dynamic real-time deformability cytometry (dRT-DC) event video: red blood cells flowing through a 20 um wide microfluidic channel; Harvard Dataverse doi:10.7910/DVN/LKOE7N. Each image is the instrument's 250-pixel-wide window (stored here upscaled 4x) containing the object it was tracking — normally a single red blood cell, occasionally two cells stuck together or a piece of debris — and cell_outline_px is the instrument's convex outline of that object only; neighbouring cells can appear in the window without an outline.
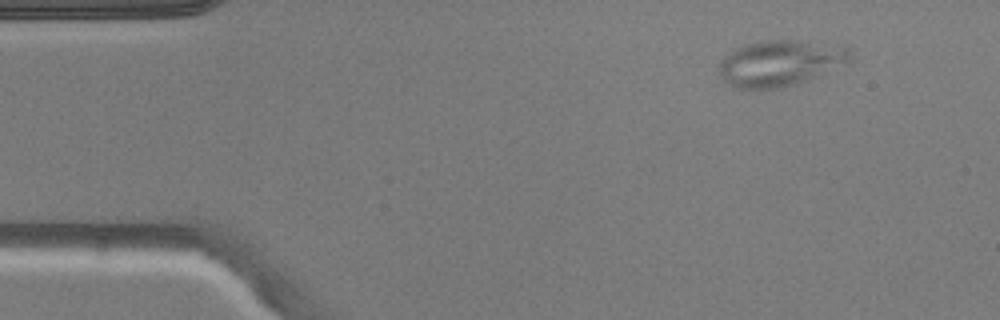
{"species": "common noctule bat (a hibernating species)", "species_latin": "Nyctalus noctula", "temperature_condition": "warm", "stored_images_in_passage": 3, "camera_frame_rate_fps": 3000, "um_per_image_px": 0.085, "animal": {"sex": "male", "body_mass_g": 20.5, "forearm_length_mm": 52.5}, "frame": {"image": 1, "passage_image": 1, "time_ms": 0.0, "image_size_px": [1000, 320], "cell_outline_px": [[852, 56], [848, 60], [808, 80], [796, 84], [780, 88], [736, 88], [728, 84], [720, 76], [720, 60], [724, 56], [736, 48], [744, 44], [760, 40], [796, 40], [848, 48]], "centroid_in_image_um": [66.22, 5.36], "position_along_channel_um": 18.8, "area_um2": 34.39}}